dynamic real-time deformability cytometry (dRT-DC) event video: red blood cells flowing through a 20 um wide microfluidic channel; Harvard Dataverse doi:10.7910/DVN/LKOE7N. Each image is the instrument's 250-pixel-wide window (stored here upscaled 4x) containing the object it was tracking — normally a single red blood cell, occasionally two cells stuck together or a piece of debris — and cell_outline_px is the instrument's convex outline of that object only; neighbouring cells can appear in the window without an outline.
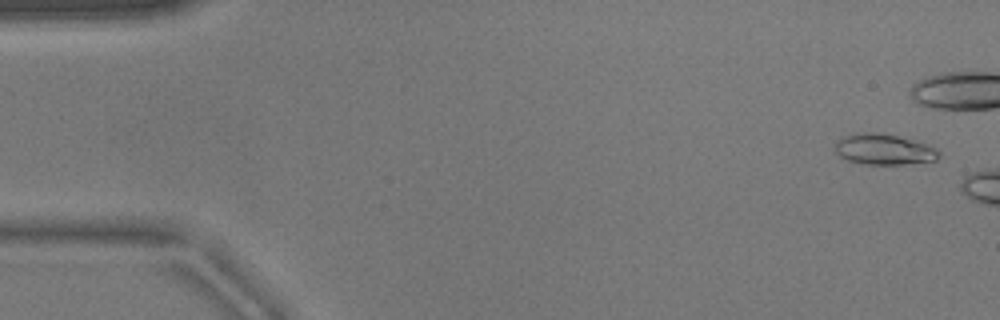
{"species": "common noctule bat (a hibernating species)", "species_latin": "Nyctalus noctula", "temperature_condition": "warm", "stored_images_in_passage": 6, "camera_frame_rate_fps": 3000, "um_per_image_px": 0.085, "animal": {"sex": "male", "body_mass_g": 17.9}, "frame": {"image": 1, "passage_image": 2, "time_ms": 0.333, "image_size_px": [1000, 320], "cell_outline_px": [[940, 156], [936, 160], [904, 164], [864, 164], [848, 160], [840, 156], [836, 152], [836, 140], [844, 136], [856, 132], [876, 132], [896, 136], [912, 140], [936, 148], [940, 152]], "centroid_in_image_um": [75.11, 12.69], "position_along_channel_um": 9.9, "area_um2": 18.44}}